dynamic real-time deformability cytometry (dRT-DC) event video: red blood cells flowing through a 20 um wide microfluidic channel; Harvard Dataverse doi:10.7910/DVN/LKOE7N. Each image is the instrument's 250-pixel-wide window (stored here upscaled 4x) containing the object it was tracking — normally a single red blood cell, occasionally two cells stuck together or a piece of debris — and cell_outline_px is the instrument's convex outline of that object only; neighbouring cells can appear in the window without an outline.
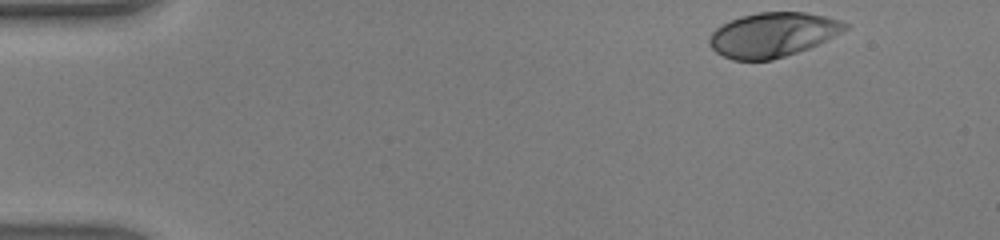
{"species": "human", "species_latin": "Homo sapiens", "temperature_condition": "warm", "stored_images_in_passage": 43, "camera_frame_rate_fps": 3000, "um_per_image_px": 0.085, "donor": {"sex": "male"}, "frame": {"image": 1, "passage_image": 1, "time_ms": 0.0, "image_size_px": [1000, 240], "cell_outline_px": [[848, 28], [808, 48], [772, 60], [732, 60], [716, 52], [708, 44], [708, 40], [712, 32], [716, 28], [740, 16], [756, 12], [804, 12], [824, 16], [840, 20], [848, 24]], "centroid_in_image_um": [65.64, 2.95], "position_along_channel_um": 19.4, "area_um2": 34.74}}
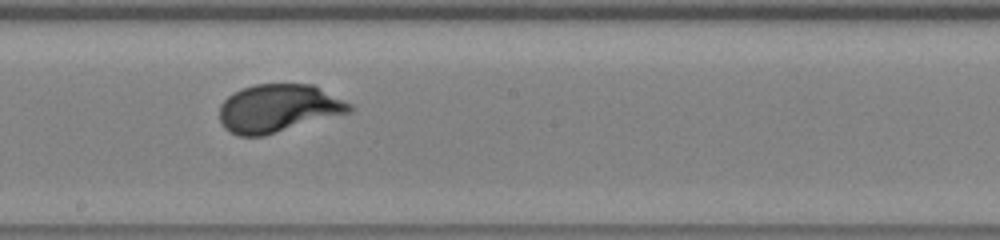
{"frame": {"image": 2, "passage_image": 23, "time_ms": 7.333, "image_size_px": [1000, 240], "cell_outline_px": [[352, 112], [264, 136], [240, 136], [224, 128], [220, 120], [220, 104], [232, 92], [240, 88], [256, 84], [312, 84], [352, 104]], "centroid_in_image_um": [23.65, 9.2], "position_along_channel_um": 224.5, "area_um2": 36.47}}
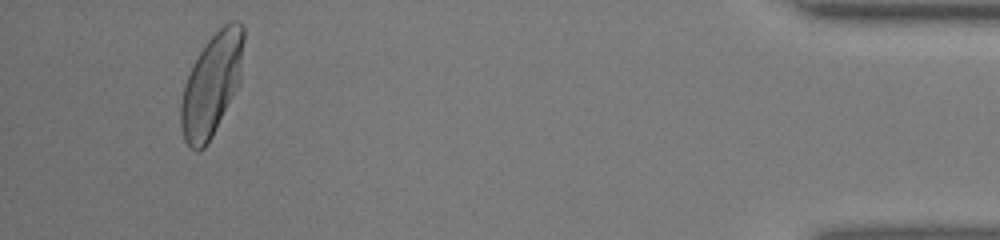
{"frame": {"image": 3, "passage_image": 41, "time_ms": 13.333, "image_size_px": [1000, 240], "cell_outline_px": [[244, 40], [240, 84], [208, 144], [204, 148], [196, 152], [188, 148], [184, 140], [180, 124], [180, 104], [184, 84], [200, 52], [208, 40], [228, 20], [236, 20], [244, 28]], "centroid_in_image_um": [18.0, 7.23], "position_along_channel_um": 417.2, "area_um2": 37.57}, "authors_computed_cell_mechanics": {"area_um2": 35.7782, "velocity_mm_per_s": 4.3353, "shape_relaxation_time_tau1_ms": 2.4515, "shape_relaxation_time_tau2_ms": null, "deformation_change_tau1": 0.1838, "deformation_change_tau2": null}}